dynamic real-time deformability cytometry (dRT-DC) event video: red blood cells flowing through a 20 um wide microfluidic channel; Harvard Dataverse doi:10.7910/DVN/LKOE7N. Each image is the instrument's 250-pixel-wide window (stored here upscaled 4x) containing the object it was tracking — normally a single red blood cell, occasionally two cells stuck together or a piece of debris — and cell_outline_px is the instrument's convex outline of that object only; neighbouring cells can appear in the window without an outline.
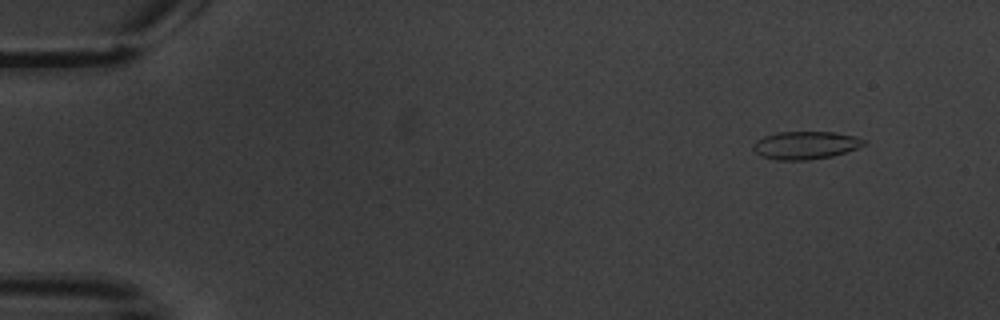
{"species": "common noctule bat (a hibernating species)", "species_latin": "Nyctalus noctula", "temperature_condition": "warm", "stored_images_in_passage": 9, "camera_frame_rate_fps": 3000, "um_per_image_px": 0.085, "animal": {"sex": "male", "body_mass_g": 20.1, "forearm_length_mm": 53.5}, "frame": {"image": 1, "passage_image": 1, "time_ms": 0.0, "image_size_px": [1000, 320], "cell_outline_px": [[868, 140], [860, 148], [832, 156], [808, 160], [776, 160], [760, 156], [752, 148], [752, 144], [756, 140], [764, 136], [776, 132], [836, 132]], "centroid_in_image_um": [68.46, 12.35], "position_along_channel_um": 16.5, "area_um2": 18.15}}
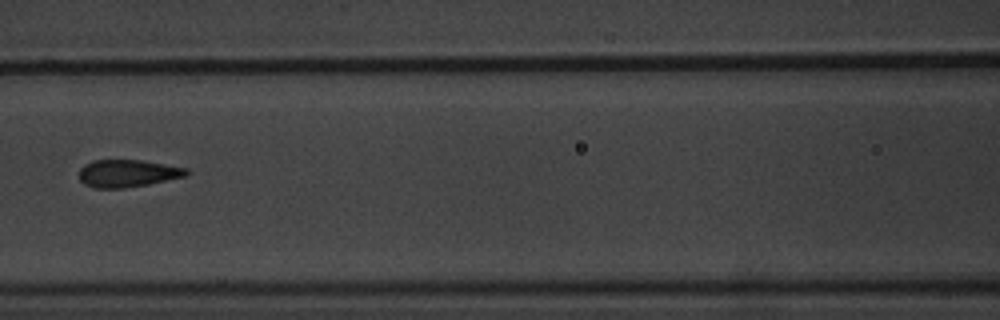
{"frame": {"image": 2, "passage_image": 7, "time_ms": 7.333, "image_size_px": [1000, 320], "cell_outline_px": [[188, 176], [148, 184], [120, 188], [92, 188], [84, 184], [80, 180], [80, 168], [84, 164], [92, 160], [140, 160], [188, 168]], "centroid_in_image_um": [10.84, 14.73], "position_along_channel_um": 155.8, "area_um2": 17.17}}
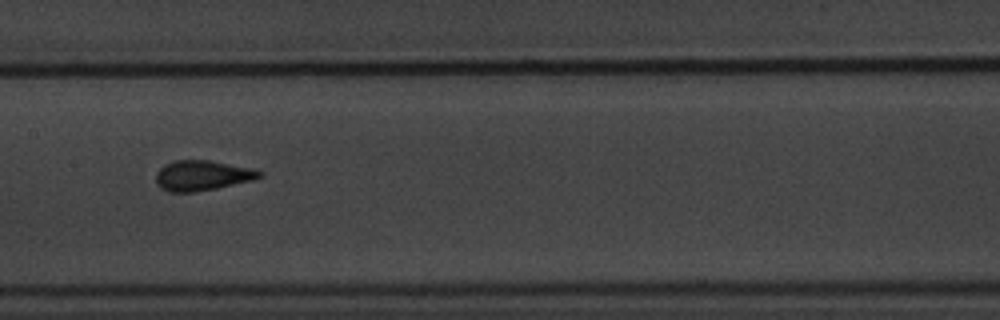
{"frame": {"image": 3, "passage_image": 8, "time_ms": 8.333, "image_size_px": [1000, 320], "cell_outline_px": [[264, 176], [252, 180], [216, 188], [196, 192], [168, 192], [160, 188], [156, 184], [156, 172], [164, 164], [172, 160], [208, 160], [252, 168], [264, 172]], "centroid_in_image_um": [17.16, 14.91], "position_along_channel_um": 190.2, "area_um2": 18.38}}